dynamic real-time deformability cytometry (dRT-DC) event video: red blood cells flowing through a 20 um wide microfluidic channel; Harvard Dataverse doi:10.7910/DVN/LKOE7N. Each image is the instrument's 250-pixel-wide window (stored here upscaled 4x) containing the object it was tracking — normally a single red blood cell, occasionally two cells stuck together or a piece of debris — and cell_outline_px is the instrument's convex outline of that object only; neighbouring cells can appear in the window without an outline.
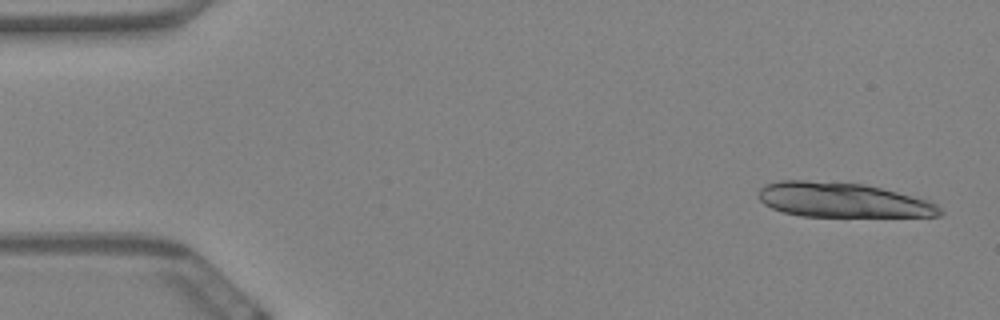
{"species": "Egyptian fruit bat (a non-hibernating species)", "species_latin": "Rousettus aegyptiacus", "temperature_condition": "warm", "stored_images_in_passage": 17, "camera_frame_rate_fps": 3000, "um_per_image_px": 0.085, "animal": {"sex": "female"}, "frame": {"image": 1, "passage_image": 3, "time_ms": 0.667, "image_size_px": [1000, 320], "cell_outline_px": [[944, 212], [940, 216], [800, 216], [784, 212], [772, 208], [764, 204], [756, 196], [756, 192], [764, 184], [780, 180], [804, 180], [864, 184], [896, 192], [924, 200], [936, 204]], "centroid_in_image_um": [71.52, 17.0], "position_along_channel_um": 13.5, "area_um2": 36.41}}